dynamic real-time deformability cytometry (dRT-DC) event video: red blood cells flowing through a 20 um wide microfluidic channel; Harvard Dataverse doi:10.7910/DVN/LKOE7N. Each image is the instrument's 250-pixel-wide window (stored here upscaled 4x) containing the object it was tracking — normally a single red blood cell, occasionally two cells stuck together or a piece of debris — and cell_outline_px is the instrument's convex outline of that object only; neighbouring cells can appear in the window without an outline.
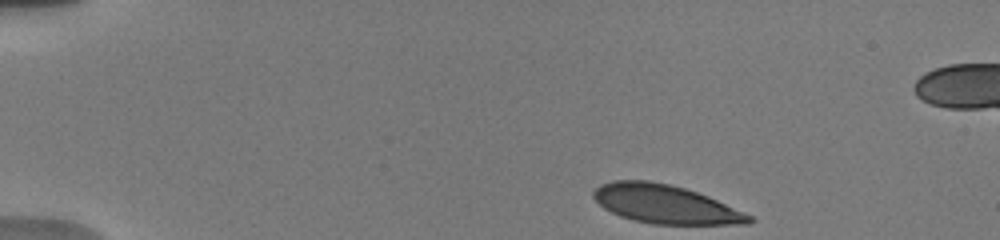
{"species": "human", "species_latin": "Homo sapiens", "temperature_condition": "warm", "stored_images_in_passage": 23, "camera_frame_rate_fps": 3000, "um_per_image_px": 0.085, "donor": {"sex": "male"}, "frame": {"image": 1, "passage_image": 1, "time_ms": 0.0, "image_size_px": [1000, 240], "cell_outline_px": [[756, 220], [748, 224], [652, 224], [632, 220], [620, 216], [604, 208], [592, 196], [592, 192], [600, 184], [612, 180], [648, 180], [668, 184], [684, 188], [708, 196], [744, 212], [752, 216]], "centroid_in_image_um": [56.54, 17.35], "position_along_channel_um": 28.5, "area_um2": 34.91}}
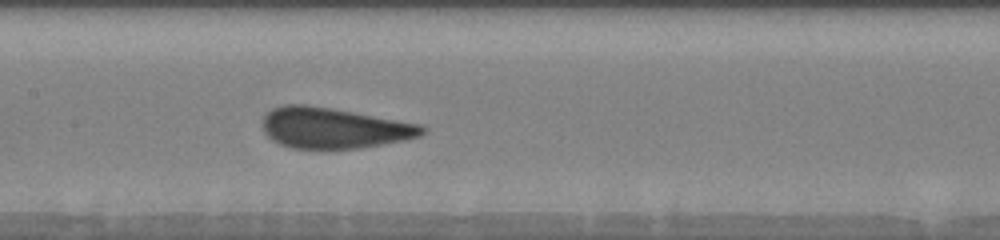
{"frame": {"image": 2, "passage_image": 14, "time_ms": 6.333, "image_size_px": [1000, 240], "cell_outline_px": [[428, 128], [420, 136], [404, 140], [356, 148], [292, 148], [280, 144], [272, 140], [264, 132], [264, 116], [272, 108], [284, 104], [304, 104], [332, 108], [424, 124]], "centroid_in_image_um": [28.4, 10.86], "position_along_channel_um": 179.0, "area_um2": 37.8}}
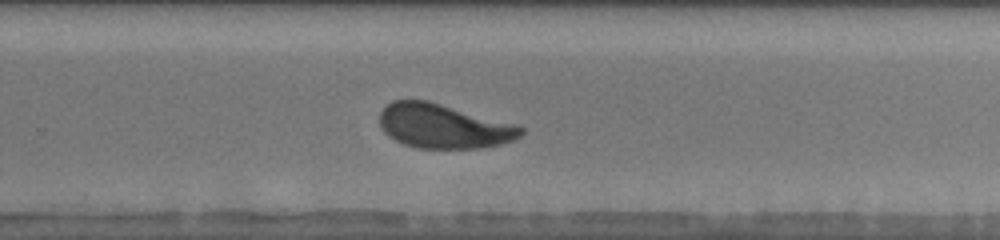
{"frame": {"image": 3, "passage_image": 20, "time_ms": 9.333, "image_size_px": [1000, 240], "cell_outline_px": [[524, 132], [520, 136], [512, 140], [500, 144], [484, 148], [420, 148], [404, 144], [388, 136], [380, 128], [380, 112], [392, 100], [428, 100], [520, 124], [524, 128]], "centroid_in_image_um": [37.75, 10.71], "position_along_channel_um": 292.1, "area_um2": 36.88}}